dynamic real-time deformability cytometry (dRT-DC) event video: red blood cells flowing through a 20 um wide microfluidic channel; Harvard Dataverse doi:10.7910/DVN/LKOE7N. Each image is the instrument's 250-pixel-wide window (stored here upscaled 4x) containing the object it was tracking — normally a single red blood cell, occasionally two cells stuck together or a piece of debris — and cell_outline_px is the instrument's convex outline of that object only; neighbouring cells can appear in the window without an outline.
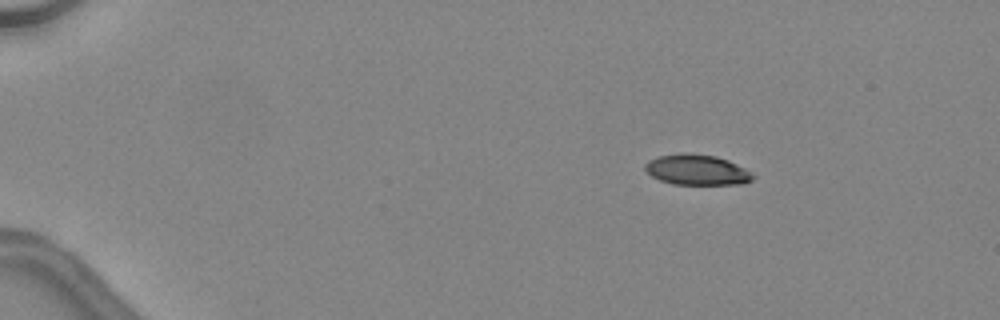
{"species": "common noctule bat (a hibernating species)", "species_latin": "Nyctalus noctula", "temperature_condition": "warm", "stored_images_in_passage": 10, "camera_frame_rate_fps": 3000, "um_per_image_px": 0.085, "animal": {"sex": "female", "body_mass_g": 24.6, "forearm_length_mm": 56.2}, "frame": {"image": 1, "passage_image": 1, "time_ms": 0.0, "image_size_px": [1000, 320], "cell_outline_px": [[756, 176], [752, 180], [744, 184], [672, 184], [660, 180], [652, 176], [644, 168], [644, 164], [648, 160], [656, 156], [680, 152], [688, 152], [716, 156], [728, 160], [752, 172]], "centroid_in_image_um": [59.23, 14.42], "position_along_channel_um": 25.8, "area_um2": 19.42}}